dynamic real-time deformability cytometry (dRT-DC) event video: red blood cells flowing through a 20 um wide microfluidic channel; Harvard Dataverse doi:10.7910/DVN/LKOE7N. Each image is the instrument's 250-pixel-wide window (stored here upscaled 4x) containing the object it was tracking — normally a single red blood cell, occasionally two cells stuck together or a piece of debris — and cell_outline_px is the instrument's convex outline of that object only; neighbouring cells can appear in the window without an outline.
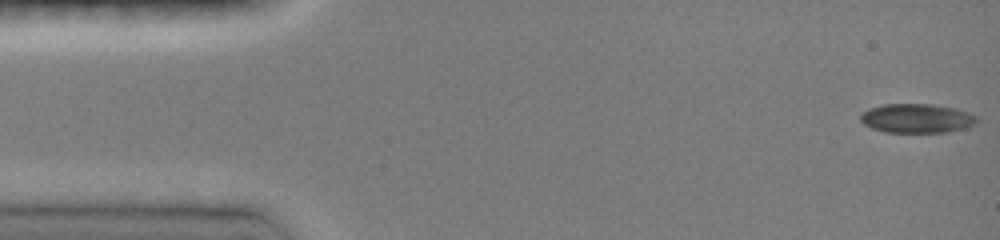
{"species": "common noctule bat (a hibernating species)", "species_latin": "Nyctalus noctula", "temperature_condition": "room temperature", "stored_images_in_passage": 11, "segment_of_instrument_passage": [1, 2], "camera_frame_rate_fps": 3000, "um_per_image_px": 0.085, "animal": {"sex": "female", "body_mass_g": 19.0, "forearm_length_mm": 51.5}, "frame": {"image": 1, "passage_image": 1, "time_ms": 0.0, "image_size_px": [1000, 240], "cell_outline_px": [[980, 120], [976, 124], [964, 128], [948, 132], [884, 132], [872, 128], [864, 124], [860, 120], [860, 116], [868, 108], [884, 104], [932, 104], [956, 108], [976, 116]], "centroid_in_image_um": [77.94, 10.06], "position_along_channel_um": 7.1, "area_um2": 19.83}}